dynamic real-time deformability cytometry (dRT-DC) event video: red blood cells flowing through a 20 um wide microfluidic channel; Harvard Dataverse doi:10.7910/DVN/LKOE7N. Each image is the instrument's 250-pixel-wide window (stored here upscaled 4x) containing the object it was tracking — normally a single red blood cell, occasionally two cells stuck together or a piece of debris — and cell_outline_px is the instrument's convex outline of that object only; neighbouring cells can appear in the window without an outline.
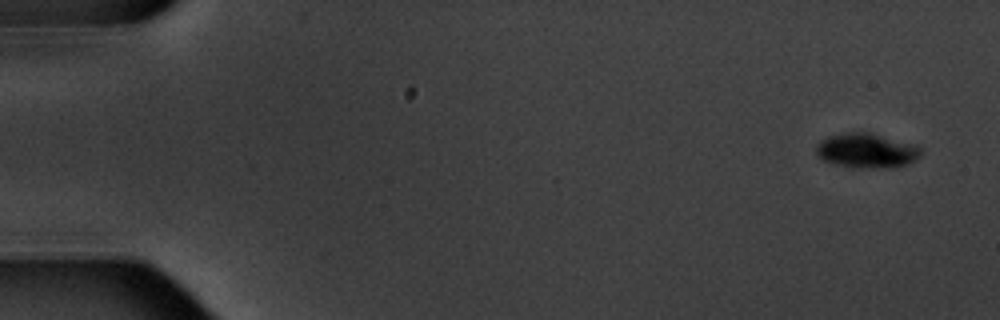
{"species": "common noctule bat (a hibernating species)", "species_latin": "Nyctalus noctula", "temperature_condition": "warm", "stored_images_in_passage": 15, "camera_frame_rate_fps": 3000, "um_per_image_px": 0.085, "animal": {"sex": "male", "body_mass_g": 20.1, "forearm_length_mm": 53.5}, "frame": {"image": 1, "passage_image": 1, "time_ms": 0.0, "image_size_px": [1000, 320], "cell_outline_px": [[920, 156], [916, 160], [908, 164], [892, 168], [852, 168], [820, 160], [816, 156], [816, 144], [820, 140], [828, 136], [844, 132], [872, 132], [916, 144], [920, 148]], "centroid_in_image_um": [73.64, 12.8], "position_along_channel_um": 11.4, "area_um2": 21.79}}
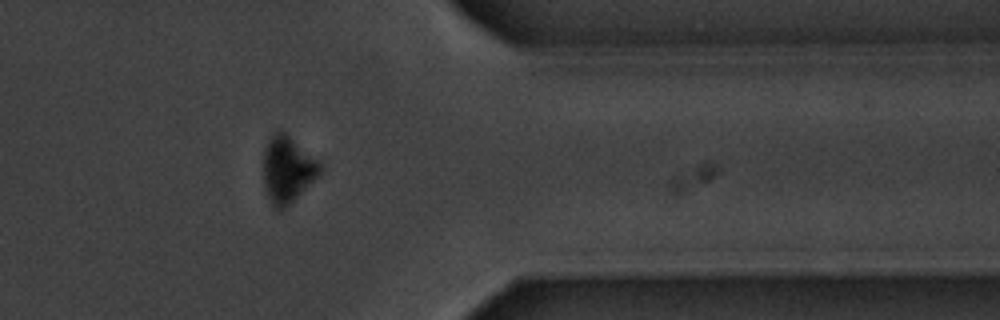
{"frame": {"image": 2, "passage_image": 13, "time_ms": 15.0, "image_size_px": [1000, 320], "cell_outline_px": [[320, 172], [280, 212], [276, 212], [272, 208], [264, 192], [264, 148], [268, 140], [276, 132], [284, 132], [316, 160], [320, 164]], "centroid_in_image_um": [24.35, 14.47], "position_along_channel_um": 387.1, "area_um2": 21.15}}
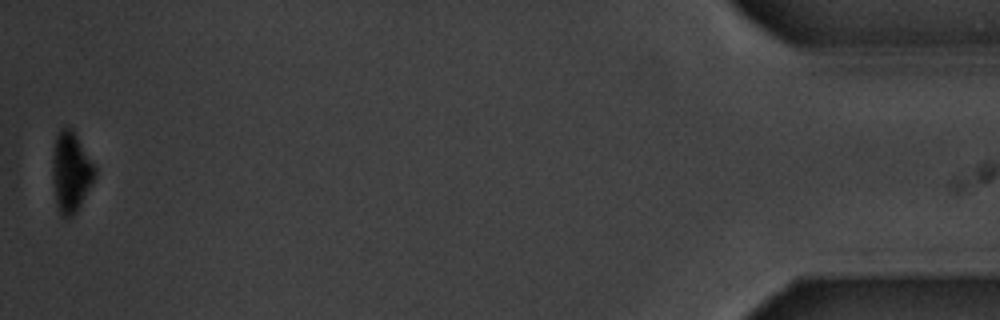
{"frame": {"image": 3, "passage_image": 15, "time_ms": 18.333, "image_size_px": [1000, 320], "cell_outline_px": [[96, 176], [76, 212], [72, 216], [64, 220], [60, 216], [56, 204], [52, 180], [52, 160], [56, 136], [60, 128], [64, 124], [72, 128], [96, 168]], "centroid_in_image_um": [6.0, 14.63], "position_along_channel_um": 429.2, "area_um2": 20.06}, "authors_computed_cell_mechanics": {"area_um2": 24.7962, "velocity_mm_per_s": 3.514, "shape_relaxation_time_tau1_ms": 2.1182, "shape_relaxation_time_tau2_ms": null, "deformation_change_tau1": 0.0856, "deformation_change_tau2": null}}